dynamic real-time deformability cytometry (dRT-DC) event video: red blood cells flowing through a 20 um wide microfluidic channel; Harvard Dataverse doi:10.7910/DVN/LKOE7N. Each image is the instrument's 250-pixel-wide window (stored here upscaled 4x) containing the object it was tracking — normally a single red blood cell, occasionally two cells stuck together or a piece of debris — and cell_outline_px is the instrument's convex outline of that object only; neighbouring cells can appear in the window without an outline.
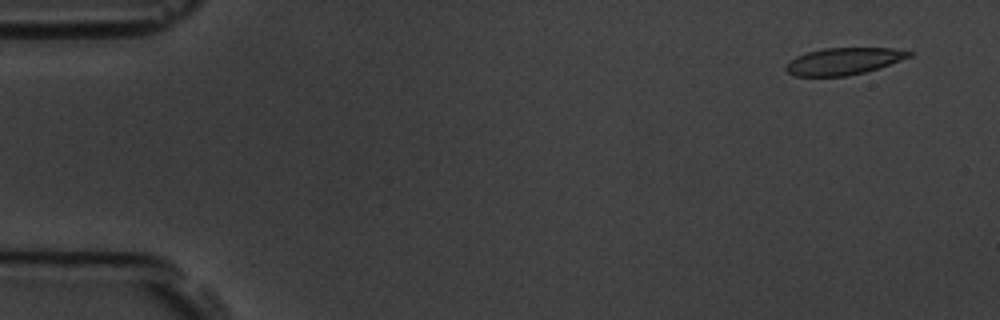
{"species": "common noctule bat (a hibernating species)", "species_latin": "Nyctalus noctula", "temperature_condition": "room temperature", "stored_images_in_passage": 8, "camera_frame_rate_fps": 3000, "um_per_image_px": 0.085, "animal": {"sex": "male", "body_mass_g": 19.5, "forearm_length_mm": 54.6}, "frame": {"image": 1, "passage_image": 1, "time_ms": 0.0, "image_size_px": [1000, 320], "cell_outline_px": [[916, 52], [912, 56], [864, 72], [848, 76], [796, 76], [788, 72], [784, 68], [784, 64], [796, 56], [808, 52], [824, 48], [892, 48]], "centroid_in_image_um": [71.68, 5.2], "position_along_channel_um": 13.3, "area_um2": 19.25}}
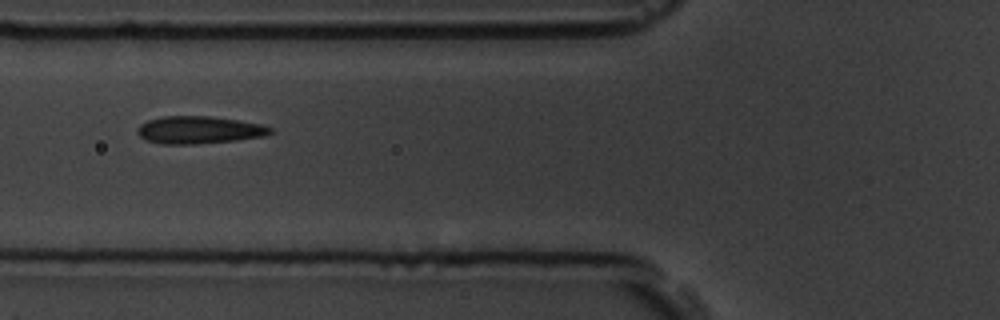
{"frame": {"image": 2, "passage_image": 6, "time_ms": 5.667, "image_size_px": [1000, 320], "cell_outline_px": [[272, 132], [264, 136], [236, 140], [196, 144], [160, 144], [144, 140], [136, 132], [136, 128], [140, 124], [148, 120], [164, 116], [212, 116], [260, 124], [272, 128]], "centroid_in_image_um": [16.86, 11.05], "position_along_channel_um": 108.9, "area_um2": 21.33}}
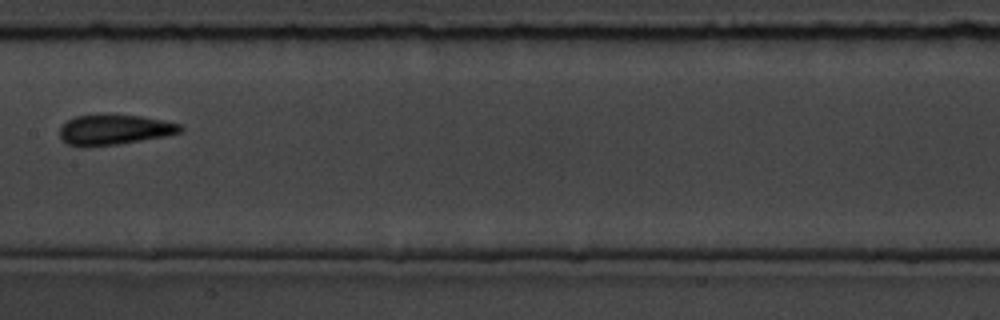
{"frame": {"image": 3, "passage_image": 8, "time_ms": 8.0, "image_size_px": [1000, 320], "cell_outline_px": [[184, 128], [180, 132], [164, 136], [120, 144], [84, 148], [80, 148], [68, 144], [60, 140], [60, 128], [68, 120], [76, 116], [104, 112], [140, 116], [180, 124]], "centroid_in_image_um": [9.64, 11.01], "position_along_channel_um": 197.8, "area_um2": 21.85}}